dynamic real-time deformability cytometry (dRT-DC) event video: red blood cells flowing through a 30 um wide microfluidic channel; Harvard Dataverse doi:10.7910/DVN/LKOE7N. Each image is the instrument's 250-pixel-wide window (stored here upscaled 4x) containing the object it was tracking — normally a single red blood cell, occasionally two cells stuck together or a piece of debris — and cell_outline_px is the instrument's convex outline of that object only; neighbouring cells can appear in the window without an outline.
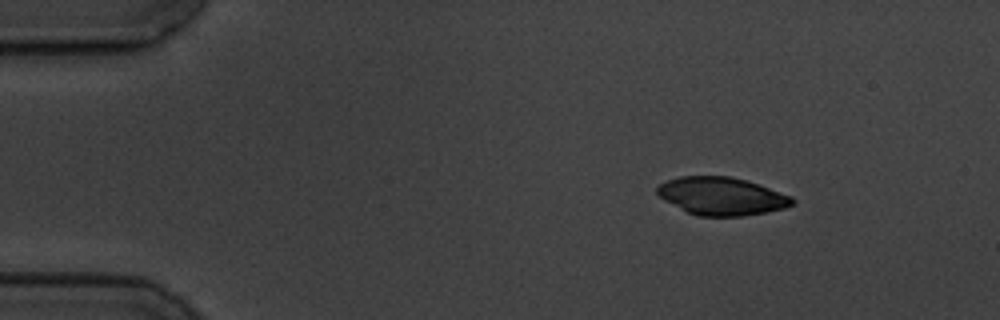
{"species": "common noctule bat (a hibernating species)", "species_latin": "Nyctalus noctula", "temperature_condition": "cold", "stored_images_in_passage": 3, "camera_frame_rate_fps": 3000, "um_per_image_px": 0.085, "animal": {"sex": "male", "body_mass_g": 19.5, "forearm_length_mm": 54.6}, "frame": {"image": 1, "passage_image": 1, "time_ms": 0.0, "image_size_px": [1000, 320], "cell_outline_px": [[796, 204], [784, 208], [764, 212], [740, 216], [700, 216], [688, 212], [664, 200], [656, 192], [656, 188], [660, 184], [668, 180], [680, 176], [732, 176], [760, 184], [792, 196], [796, 200]], "centroid_in_image_um": [61.38, 16.66], "position_along_channel_um": 23.6, "area_um2": 29.82}}